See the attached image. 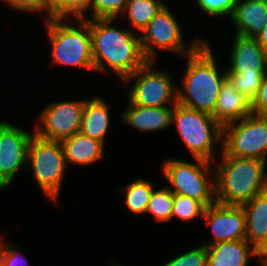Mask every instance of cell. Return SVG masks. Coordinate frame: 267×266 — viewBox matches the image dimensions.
<instances>
[{
	"mask_svg": "<svg viewBox=\"0 0 267 266\" xmlns=\"http://www.w3.org/2000/svg\"><path fill=\"white\" fill-rule=\"evenodd\" d=\"M171 124H175L179 136L193 158L214 163V152L223 139V127L212 114L179 104L174 105Z\"/></svg>",
	"mask_w": 267,
	"mask_h": 266,
	"instance_id": "obj_5",
	"label": "cell"
},
{
	"mask_svg": "<svg viewBox=\"0 0 267 266\" xmlns=\"http://www.w3.org/2000/svg\"><path fill=\"white\" fill-rule=\"evenodd\" d=\"M164 6L161 0H129L120 17L127 15L129 28L142 32Z\"/></svg>",
	"mask_w": 267,
	"mask_h": 266,
	"instance_id": "obj_22",
	"label": "cell"
},
{
	"mask_svg": "<svg viewBox=\"0 0 267 266\" xmlns=\"http://www.w3.org/2000/svg\"><path fill=\"white\" fill-rule=\"evenodd\" d=\"M239 0H195L198 8L210 17H231Z\"/></svg>",
	"mask_w": 267,
	"mask_h": 266,
	"instance_id": "obj_29",
	"label": "cell"
},
{
	"mask_svg": "<svg viewBox=\"0 0 267 266\" xmlns=\"http://www.w3.org/2000/svg\"><path fill=\"white\" fill-rule=\"evenodd\" d=\"M230 19L237 35L256 37L267 23V1L239 0Z\"/></svg>",
	"mask_w": 267,
	"mask_h": 266,
	"instance_id": "obj_17",
	"label": "cell"
},
{
	"mask_svg": "<svg viewBox=\"0 0 267 266\" xmlns=\"http://www.w3.org/2000/svg\"><path fill=\"white\" fill-rule=\"evenodd\" d=\"M114 21L115 18L89 19L94 71L111 70L124 81L148 60L142 51L140 34L114 27Z\"/></svg>",
	"mask_w": 267,
	"mask_h": 266,
	"instance_id": "obj_1",
	"label": "cell"
},
{
	"mask_svg": "<svg viewBox=\"0 0 267 266\" xmlns=\"http://www.w3.org/2000/svg\"><path fill=\"white\" fill-rule=\"evenodd\" d=\"M215 163V198L223 205L242 206L267 190V162L253 158L227 156L221 149Z\"/></svg>",
	"mask_w": 267,
	"mask_h": 266,
	"instance_id": "obj_3",
	"label": "cell"
},
{
	"mask_svg": "<svg viewBox=\"0 0 267 266\" xmlns=\"http://www.w3.org/2000/svg\"><path fill=\"white\" fill-rule=\"evenodd\" d=\"M258 259L260 260V266H267V250L260 251Z\"/></svg>",
	"mask_w": 267,
	"mask_h": 266,
	"instance_id": "obj_35",
	"label": "cell"
},
{
	"mask_svg": "<svg viewBox=\"0 0 267 266\" xmlns=\"http://www.w3.org/2000/svg\"><path fill=\"white\" fill-rule=\"evenodd\" d=\"M203 217L210 225L213 239L206 246L218 242L246 239V214L242 206L215 202L206 207Z\"/></svg>",
	"mask_w": 267,
	"mask_h": 266,
	"instance_id": "obj_13",
	"label": "cell"
},
{
	"mask_svg": "<svg viewBox=\"0 0 267 266\" xmlns=\"http://www.w3.org/2000/svg\"><path fill=\"white\" fill-rule=\"evenodd\" d=\"M185 57L188 64L180 83L181 90H177V102L213 115L227 71L218 72L216 59L206 40Z\"/></svg>",
	"mask_w": 267,
	"mask_h": 266,
	"instance_id": "obj_2",
	"label": "cell"
},
{
	"mask_svg": "<svg viewBox=\"0 0 267 266\" xmlns=\"http://www.w3.org/2000/svg\"><path fill=\"white\" fill-rule=\"evenodd\" d=\"M252 114V101L239 93L233 84L226 79L220 88L213 114L214 119L223 127Z\"/></svg>",
	"mask_w": 267,
	"mask_h": 266,
	"instance_id": "obj_16",
	"label": "cell"
},
{
	"mask_svg": "<svg viewBox=\"0 0 267 266\" xmlns=\"http://www.w3.org/2000/svg\"><path fill=\"white\" fill-rule=\"evenodd\" d=\"M174 194L167 187L153 190L146 213L153 215L157 222H169L172 216Z\"/></svg>",
	"mask_w": 267,
	"mask_h": 266,
	"instance_id": "obj_25",
	"label": "cell"
},
{
	"mask_svg": "<svg viewBox=\"0 0 267 266\" xmlns=\"http://www.w3.org/2000/svg\"><path fill=\"white\" fill-rule=\"evenodd\" d=\"M13 9L26 12H46L48 16V0H3Z\"/></svg>",
	"mask_w": 267,
	"mask_h": 266,
	"instance_id": "obj_32",
	"label": "cell"
},
{
	"mask_svg": "<svg viewBox=\"0 0 267 266\" xmlns=\"http://www.w3.org/2000/svg\"><path fill=\"white\" fill-rule=\"evenodd\" d=\"M87 99L54 102L44 107L34 125L35 134L45 140L62 141L80 131Z\"/></svg>",
	"mask_w": 267,
	"mask_h": 266,
	"instance_id": "obj_11",
	"label": "cell"
},
{
	"mask_svg": "<svg viewBox=\"0 0 267 266\" xmlns=\"http://www.w3.org/2000/svg\"><path fill=\"white\" fill-rule=\"evenodd\" d=\"M154 184L147 179L137 178L122 189L127 208L136 214H145L154 190Z\"/></svg>",
	"mask_w": 267,
	"mask_h": 266,
	"instance_id": "obj_23",
	"label": "cell"
},
{
	"mask_svg": "<svg viewBox=\"0 0 267 266\" xmlns=\"http://www.w3.org/2000/svg\"><path fill=\"white\" fill-rule=\"evenodd\" d=\"M129 0H93L91 7V17L97 18H115L117 19L125 10Z\"/></svg>",
	"mask_w": 267,
	"mask_h": 266,
	"instance_id": "obj_28",
	"label": "cell"
},
{
	"mask_svg": "<svg viewBox=\"0 0 267 266\" xmlns=\"http://www.w3.org/2000/svg\"><path fill=\"white\" fill-rule=\"evenodd\" d=\"M67 165L89 166L104 158L105 144L78 132L61 141Z\"/></svg>",
	"mask_w": 267,
	"mask_h": 266,
	"instance_id": "obj_20",
	"label": "cell"
},
{
	"mask_svg": "<svg viewBox=\"0 0 267 266\" xmlns=\"http://www.w3.org/2000/svg\"><path fill=\"white\" fill-rule=\"evenodd\" d=\"M205 209L206 207L200 201L174 194L171 220L176 217L183 221H191L194 218L203 217Z\"/></svg>",
	"mask_w": 267,
	"mask_h": 266,
	"instance_id": "obj_26",
	"label": "cell"
},
{
	"mask_svg": "<svg viewBox=\"0 0 267 266\" xmlns=\"http://www.w3.org/2000/svg\"><path fill=\"white\" fill-rule=\"evenodd\" d=\"M110 266H124V265H118V264H114L113 262L111 263V265ZM128 266V265H127Z\"/></svg>",
	"mask_w": 267,
	"mask_h": 266,
	"instance_id": "obj_36",
	"label": "cell"
},
{
	"mask_svg": "<svg viewBox=\"0 0 267 266\" xmlns=\"http://www.w3.org/2000/svg\"><path fill=\"white\" fill-rule=\"evenodd\" d=\"M109 105L99 96L87 98L79 132L104 143L110 125Z\"/></svg>",
	"mask_w": 267,
	"mask_h": 266,
	"instance_id": "obj_21",
	"label": "cell"
},
{
	"mask_svg": "<svg viewBox=\"0 0 267 266\" xmlns=\"http://www.w3.org/2000/svg\"><path fill=\"white\" fill-rule=\"evenodd\" d=\"M265 74H227V79L237 91L245 95L250 101L257 96L263 76Z\"/></svg>",
	"mask_w": 267,
	"mask_h": 266,
	"instance_id": "obj_27",
	"label": "cell"
},
{
	"mask_svg": "<svg viewBox=\"0 0 267 266\" xmlns=\"http://www.w3.org/2000/svg\"><path fill=\"white\" fill-rule=\"evenodd\" d=\"M68 21L67 23L65 19L44 21L51 44V64L94 71L89 19H76V21L68 19ZM71 21H75L76 24H70Z\"/></svg>",
	"mask_w": 267,
	"mask_h": 266,
	"instance_id": "obj_4",
	"label": "cell"
},
{
	"mask_svg": "<svg viewBox=\"0 0 267 266\" xmlns=\"http://www.w3.org/2000/svg\"><path fill=\"white\" fill-rule=\"evenodd\" d=\"M246 214V240L258 251L267 249V190L242 205Z\"/></svg>",
	"mask_w": 267,
	"mask_h": 266,
	"instance_id": "obj_18",
	"label": "cell"
},
{
	"mask_svg": "<svg viewBox=\"0 0 267 266\" xmlns=\"http://www.w3.org/2000/svg\"><path fill=\"white\" fill-rule=\"evenodd\" d=\"M3 239L0 234V266H29L25 255L17 249V246L4 242Z\"/></svg>",
	"mask_w": 267,
	"mask_h": 266,
	"instance_id": "obj_31",
	"label": "cell"
},
{
	"mask_svg": "<svg viewBox=\"0 0 267 266\" xmlns=\"http://www.w3.org/2000/svg\"><path fill=\"white\" fill-rule=\"evenodd\" d=\"M227 74H265L267 52L255 37L235 34Z\"/></svg>",
	"mask_w": 267,
	"mask_h": 266,
	"instance_id": "obj_14",
	"label": "cell"
},
{
	"mask_svg": "<svg viewBox=\"0 0 267 266\" xmlns=\"http://www.w3.org/2000/svg\"><path fill=\"white\" fill-rule=\"evenodd\" d=\"M221 145L227 156L267 162V117L252 114L224 125Z\"/></svg>",
	"mask_w": 267,
	"mask_h": 266,
	"instance_id": "obj_9",
	"label": "cell"
},
{
	"mask_svg": "<svg viewBox=\"0 0 267 266\" xmlns=\"http://www.w3.org/2000/svg\"><path fill=\"white\" fill-rule=\"evenodd\" d=\"M253 114L267 117V72L263 76L257 96L252 101Z\"/></svg>",
	"mask_w": 267,
	"mask_h": 266,
	"instance_id": "obj_33",
	"label": "cell"
},
{
	"mask_svg": "<svg viewBox=\"0 0 267 266\" xmlns=\"http://www.w3.org/2000/svg\"><path fill=\"white\" fill-rule=\"evenodd\" d=\"M195 161L172 158L164 161L161 172L173 194L188 196L208 207L216 202L214 167L211 168L212 162L203 159L195 158Z\"/></svg>",
	"mask_w": 267,
	"mask_h": 266,
	"instance_id": "obj_6",
	"label": "cell"
},
{
	"mask_svg": "<svg viewBox=\"0 0 267 266\" xmlns=\"http://www.w3.org/2000/svg\"><path fill=\"white\" fill-rule=\"evenodd\" d=\"M175 17L165 5L141 32L143 35L140 33L142 51L148 61L158 60V50L170 51L185 59L204 41L196 38L187 47Z\"/></svg>",
	"mask_w": 267,
	"mask_h": 266,
	"instance_id": "obj_8",
	"label": "cell"
},
{
	"mask_svg": "<svg viewBox=\"0 0 267 266\" xmlns=\"http://www.w3.org/2000/svg\"><path fill=\"white\" fill-rule=\"evenodd\" d=\"M255 38L267 52V23L263 27V30L259 32Z\"/></svg>",
	"mask_w": 267,
	"mask_h": 266,
	"instance_id": "obj_34",
	"label": "cell"
},
{
	"mask_svg": "<svg viewBox=\"0 0 267 266\" xmlns=\"http://www.w3.org/2000/svg\"><path fill=\"white\" fill-rule=\"evenodd\" d=\"M154 61H148L143 67L128 76L123 82H133L128 90V99L142 107H163L170 102L177 103V88L170 73L156 71Z\"/></svg>",
	"mask_w": 267,
	"mask_h": 266,
	"instance_id": "obj_10",
	"label": "cell"
},
{
	"mask_svg": "<svg viewBox=\"0 0 267 266\" xmlns=\"http://www.w3.org/2000/svg\"><path fill=\"white\" fill-rule=\"evenodd\" d=\"M251 256L259 252L246 239L207 246V266H248Z\"/></svg>",
	"mask_w": 267,
	"mask_h": 266,
	"instance_id": "obj_19",
	"label": "cell"
},
{
	"mask_svg": "<svg viewBox=\"0 0 267 266\" xmlns=\"http://www.w3.org/2000/svg\"><path fill=\"white\" fill-rule=\"evenodd\" d=\"M29 167L40 190L57 202L68 167L61 141L45 140L34 134L27 152Z\"/></svg>",
	"mask_w": 267,
	"mask_h": 266,
	"instance_id": "obj_7",
	"label": "cell"
},
{
	"mask_svg": "<svg viewBox=\"0 0 267 266\" xmlns=\"http://www.w3.org/2000/svg\"><path fill=\"white\" fill-rule=\"evenodd\" d=\"M127 109L122 114V121L141 133L162 131L171 126L174 106L142 107L128 99Z\"/></svg>",
	"mask_w": 267,
	"mask_h": 266,
	"instance_id": "obj_15",
	"label": "cell"
},
{
	"mask_svg": "<svg viewBox=\"0 0 267 266\" xmlns=\"http://www.w3.org/2000/svg\"><path fill=\"white\" fill-rule=\"evenodd\" d=\"M93 0H48V17L45 19H87ZM69 17V18H68ZM72 17V18H71Z\"/></svg>",
	"mask_w": 267,
	"mask_h": 266,
	"instance_id": "obj_24",
	"label": "cell"
},
{
	"mask_svg": "<svg viewBox=\"0 0 267 266\" xmlns=\"http://www.w3.org/2000/svg\"><path fill=\"white\" fill-rule=\"evenodd\" d=\"M34 134L0 121V190L12 183L22 167L27 169V152Z\"/></svg>",
	"mask_w": 267,
	"mask_h": 266,
	"instance_id": "obj_12",
	"label": "cell"
},
{
	"mask_svg": "<svg viewBox=\"0 0 267 266\" xmlns=\"http://www.w3.org/2000/svg\"><path fill=\"white\" fill-rule=\"evenodd\" d=\"M161 266H207V246H199L172 258Z\"/></svg>",
	"mask_w": 267,
	"mask_h": 266,
	"instance_id": "obj_30",
	"label": "cell"
}]
</instances>
